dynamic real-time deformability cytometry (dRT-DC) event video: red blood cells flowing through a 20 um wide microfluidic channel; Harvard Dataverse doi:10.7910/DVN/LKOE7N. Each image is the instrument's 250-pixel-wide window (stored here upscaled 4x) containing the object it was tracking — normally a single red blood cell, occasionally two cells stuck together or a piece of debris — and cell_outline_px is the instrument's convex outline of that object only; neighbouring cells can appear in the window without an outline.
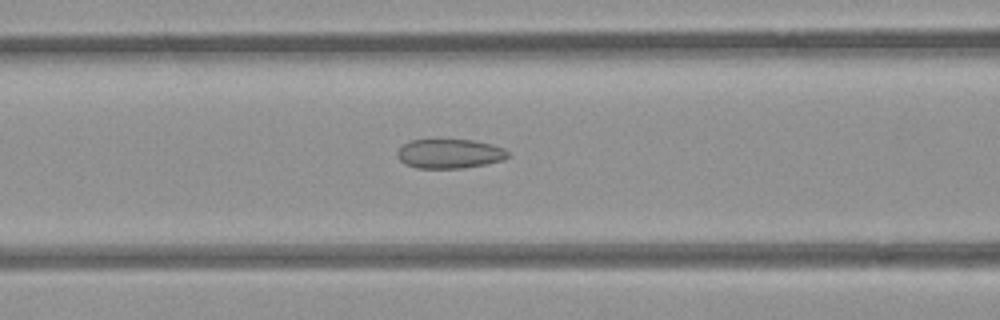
{"species": "common noctule bat (a hibernating species)", "species_latin": "Nyctalus noctula", "temperature_condition": "room temperature", "stored_images_in_passage": 53, "camera_frame_rate_fps": 3000, "um_per_image_px": 0.085, "animal": {"sex": "female", "body_mass_g": 21.9}, "frame": {"image": 1, "passage_image": 22, "time_ms": 7.0, "image_size_px": [1000, 320], "cell_outline_px": [[508, 156], [504, 160], [464, 168], [416, 168], [404, 164], [396, 156], [396, 152], [404, 144], [412, 140], [472, 140], [504, 148], [508, 152]], "centroid_in_image_um": [38.18, 13.07], "position_along_channel_um": 128.4, "area_um2": 18.79}}
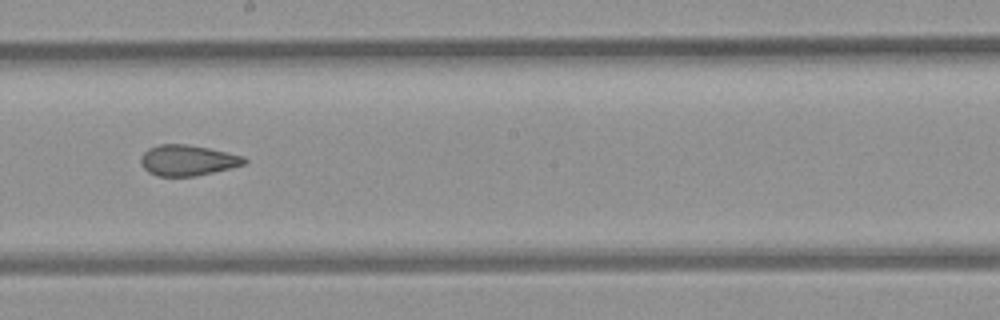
{"frame": {"image": 2, "passage_image": 30, "time_ms": 9.667, "image_size_px": [1000, 320], "cell_outline_px": [[248, 160], [244, 164], [196, 176], [156, 176], [148, 172], [140, 164], [140, 156], [148, 148], [160, 144], [184, 144], [208, 148], [244, 156]], "centroid_in_image_um": [15.9, 13.62], "position_along_channel_um": 232.3, "area_um2": 18.44}}
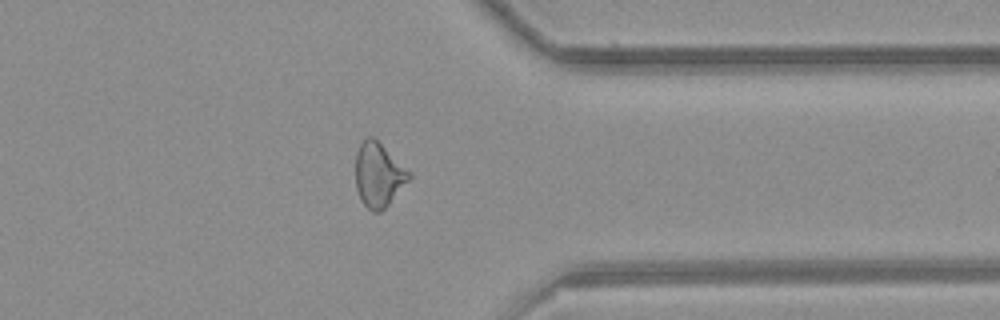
{"frame": {"image": 3, "passage_image": 42, "time_ms": 13.667, "image_size_px": [1000, 320], "cell_outline_px": [[412, 176], [388, 204], [380, 212], [372, 212], [360, 200], [356, 188], [356, 152], [360, 144], [368, 136], [372, 136], [412, 172]], "centroid_in_image_um": [32.17, 14.86], "position_along_channel_um": 379.2, "area_um2": 19.88}, "authors_computed_cell_mechanics": {"area_um2": 20.4612, "velocity_mm_per_s": 3.8912, "shape_relaxation_time_tau1_ms": null, "shape_relaxation_time_tau2_ms": 1.8222, "deformation_change_tau1": null, "deformation_change_tau2": 0.0942}}